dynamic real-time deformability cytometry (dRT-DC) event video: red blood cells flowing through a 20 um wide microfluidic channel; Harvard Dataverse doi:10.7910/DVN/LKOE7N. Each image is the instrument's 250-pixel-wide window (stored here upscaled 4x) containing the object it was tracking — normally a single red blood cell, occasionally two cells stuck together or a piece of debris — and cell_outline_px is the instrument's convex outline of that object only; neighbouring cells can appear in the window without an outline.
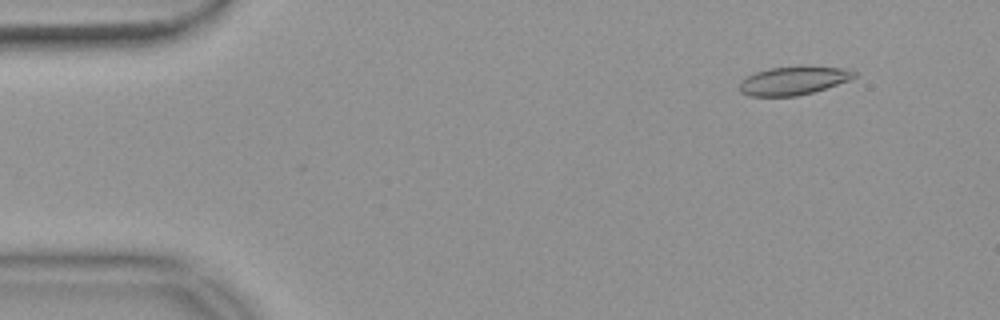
{"species": "common noctule bat (a hibernating species)", "species_latin": "Nyctalus noctula", "temperature_condition": "warm", "stored_images_in_passage": 55, "camera_frame_rate_fps": 3000, "um_per_image_px": 0.085, "animal": {"sex": "female", "body_mass_g": 18.4}, "frame": {"image": 1, "passage_image": 6, "time_ms": 1.667, "image_size_px": [1000, 320], "cell_outline_px": [[856, 76], [848, 80], [812, 92], [796, 96], [752, 96], [740, 92], [740, 80], [756, 72], [768, 68], [800, 64], [844, 68], [856, 72]], "centroid_in_image_um": [67.43, 6.81], "position_along_channel_um": 17.6, "area_um2": 19.25}}
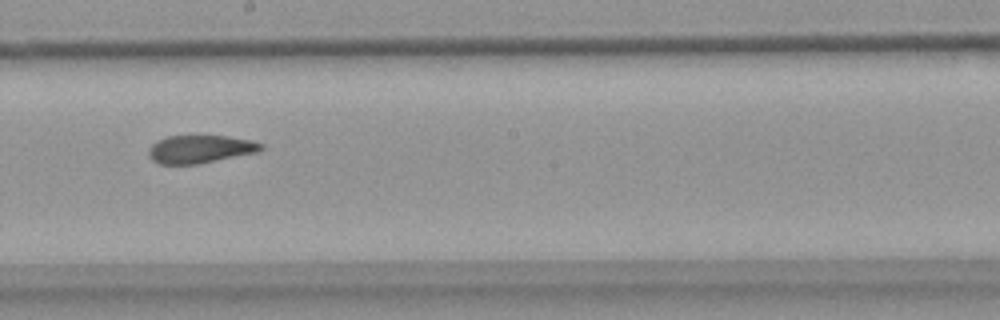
{"frame": {"image": 2, "passage_image": 31, "time_ms": 10.0, "image_size_px": [1000, 320], "cell_outline_px": [[264, 148], [256, 152], [196, 164], [160, 164], [152, 160], [148, 156], [148, 148], [156, 140], [168, 136], [228, 136], [252, 140], [264, 144]], "centroid_in_image_um": [16.98, 12.66], "position_along_channel_um": 231.2, "area_um2": 18.26}}
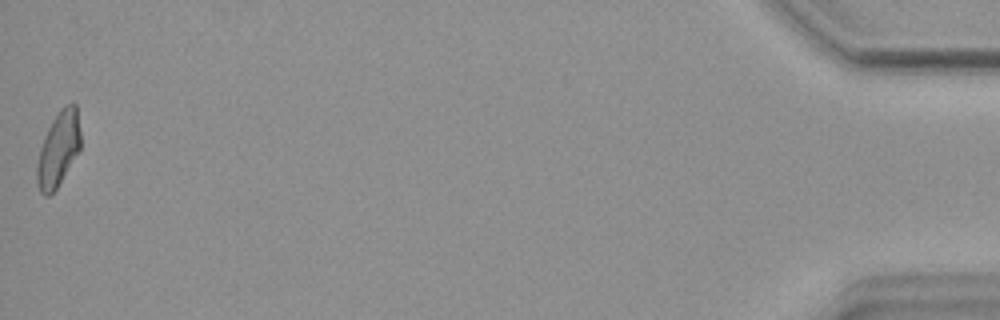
{"frame": {"image": 3, "passage_image": 55, "time_ms": 18.0, "image_size_px": [1000, 320], "cell_outline_px": [[80, 148], [56, 188], [48, 196], [44, 196], [40, 192], [36, 180], [36, 164], [40, 148], [48, 128], [52, 120], [60, 108], [64, 104], [76, 104], [80, 132]], "centroid_in_image_um": [4.94, 12.66], "position_along_channel_um": 430.3, "area_um2": 18.73}, "authors_computed_cell_mechanics": {"area_um2": 19.1318, "velocity_mm_per_s": 3.6963, "shape_relaxation_time_tau1_ms": null, "shape_relaxation_time_tau2_ms": 3.442, "deformation_change_tau1": null, "deformation_change_tau2": 0.1155}}